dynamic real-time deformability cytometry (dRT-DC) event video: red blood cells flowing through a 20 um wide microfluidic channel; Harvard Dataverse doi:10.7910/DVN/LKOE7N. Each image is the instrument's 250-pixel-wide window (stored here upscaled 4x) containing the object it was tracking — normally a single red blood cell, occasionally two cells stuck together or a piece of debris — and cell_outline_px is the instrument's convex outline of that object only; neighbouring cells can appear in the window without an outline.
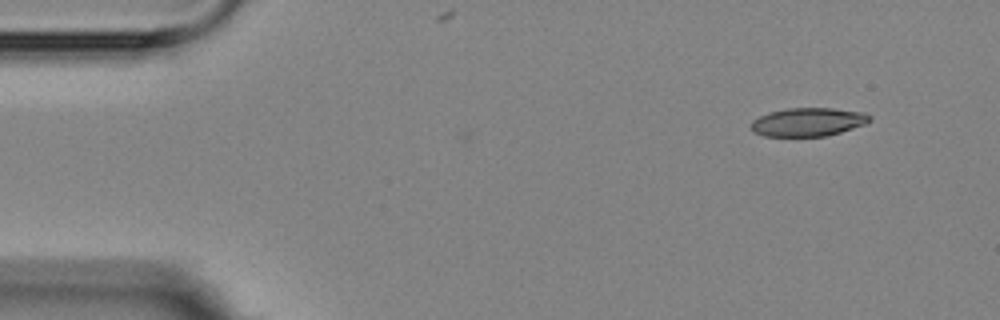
{"species": "Egyptian fruit bat (a non-hibernating species)", "species_latin": "Rousettus aegyptiacus", "temperature_condition": "room temperature", "stored_images_in_passage": 4, "camera_frame_rate_fps": 3000, "um_per_image_px": 0.085, "animal": {"sex": "female"}, "frame": {"image": 1, "passage_image": 1, "time_ms": 0.0, "image_size_px": [1000, 320], "cell_outline_px": [[872, 120], [864, 124], [840, 132], [824, 136], [764, 136], [752, 132], [752, 120], [768, 112], [788, 108], [832, 108], [864, 112], [872, 116]], "centroid_in_image_um": [68.68, 10.36], "position_along_channel_um": 16.3, "area_um2": 19.65}}
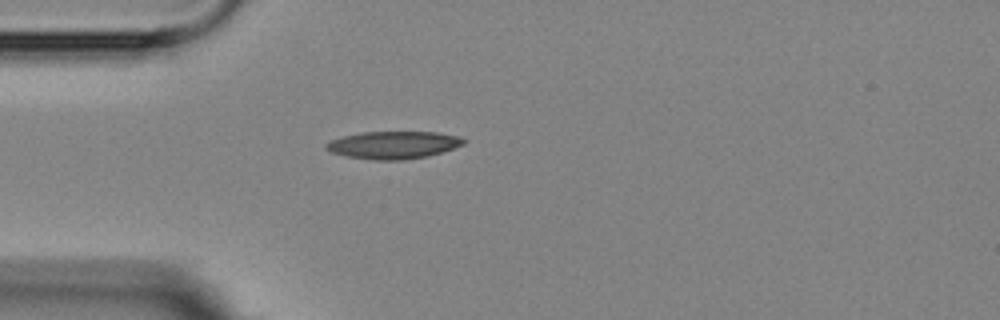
{"frame": {"image": 2, "passage_image": 4, "time_ms": 3.333, "image_size_px": [1000, 320], "cell_outline_px": [[468, 140], [464, 144], [444, 152], [428, 156], [404, 160], [376, 160], [344, 156], [332, 152], [324, 148], [324, 144], [332, 140], [344, 136], [364, 132], [436, 132], [460, 136]], "centroid_in_image_um": [33.48, 12.33], "position_along_channel_um": 51.5, "area_um2": 22.2}}